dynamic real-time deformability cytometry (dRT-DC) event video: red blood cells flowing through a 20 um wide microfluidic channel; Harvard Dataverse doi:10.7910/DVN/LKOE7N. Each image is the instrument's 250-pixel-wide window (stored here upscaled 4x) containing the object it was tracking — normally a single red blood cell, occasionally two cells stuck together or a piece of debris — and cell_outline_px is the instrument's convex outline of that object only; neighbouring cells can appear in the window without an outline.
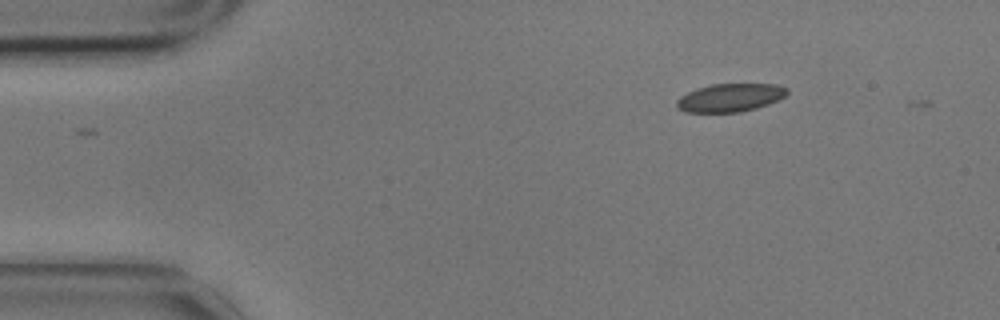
{"species": "common noctule bat (a hibernating species)", "species_latin": "Nyctalus noctula", "temperature_condition": "cold", "stored_images_in_passage": 4, "camera_frame_rate_fps": 3000, "um_per_image_px": 0.085, "animal": {"sex": "male", "body_mass_g": 17.9}, "frame": {"image": 1, "passage_image": 1, "time_ms": 0.0, "image_size_px": [1000, 320], "cell_outline_px": [[788, 92], [784, 96], [768, 104], [756, 108], [740, 112], [684, 112], [676, 108], [676, 100], [680, 96], [696, 88], [712, 84], [776, 84], [788, 88]], "centroid_in_image_um": [62.02, 8.3], "position_along_channel_um": 23.0, "area_um2": 18.15}}